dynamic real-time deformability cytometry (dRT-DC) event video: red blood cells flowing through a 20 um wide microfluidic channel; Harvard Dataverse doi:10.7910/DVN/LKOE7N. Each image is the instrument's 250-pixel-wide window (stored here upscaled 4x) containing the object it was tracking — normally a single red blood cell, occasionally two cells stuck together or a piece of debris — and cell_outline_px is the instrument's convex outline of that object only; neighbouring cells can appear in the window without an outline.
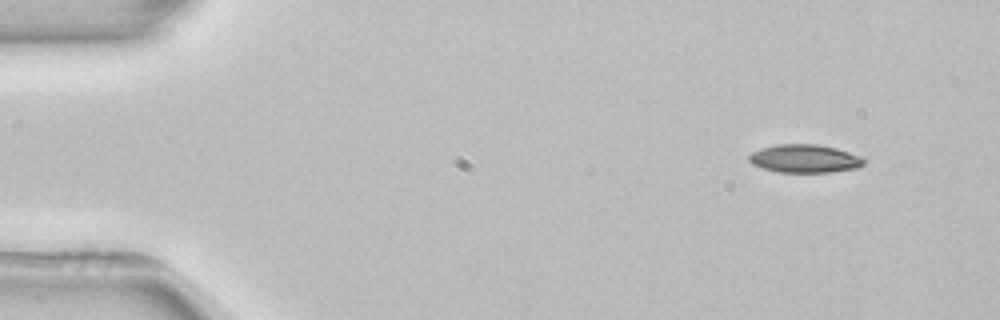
{"species": "common noctule bat (a hibernating species)", "species_latin": "Nyctalus noctula", "temperature_condition": "room temperature", "stored_images_in_passage": 4, "camera_frame_rate_fps": 3000, "um_per_image_px": 0.085, "animal": {"sex": "female", "body_mass_g": 22.7, "forearm_length_mm": 54.2}, "frame": {"image": 1, "passage_image": 1, "time_ms": 0.0, "image_size_px": [1000, 320], "cell_outline_px": [[864, 164], [856, 168], [832, 172], [776, 172], [752, 164], [748, 160], [748, 156], [752, 152], [760, 148], [776, 144], [816, 144], [836, 148], [860, 156], [864, 160]], "centroid_in_image_um": [68.36, 13.48], "position_along_channel_um": 16.6, "area_um2": 18.84}}
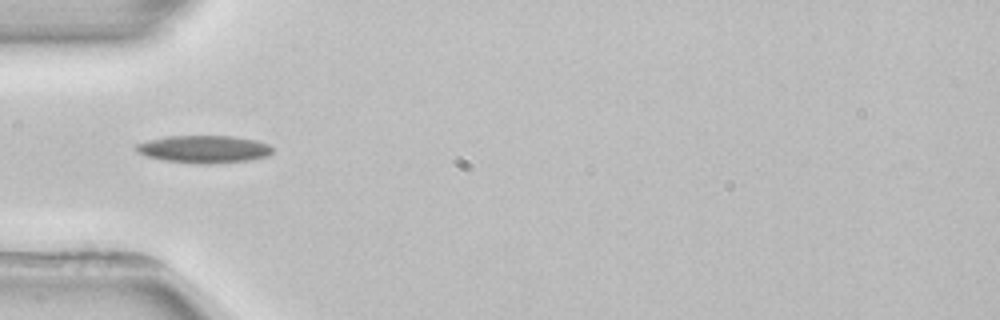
{"frame": {"image": 2, "passage_image": 4, "time_ms": 4.0, "image_size_px": [1000, 320], "cell_outline_px": [[272, 152], [268, 156], [252, 160], [208, 164], [164, 160], [144, 156], [136, 152], [136, 144], [148, 140], [168, 136], [232, 136], [256, 140], [268, 144], [272, 148]], "centroid_in_image_um": [17.34, 12.68], "position_along_channel_um": 67.7, "area_um2": 21.85}}